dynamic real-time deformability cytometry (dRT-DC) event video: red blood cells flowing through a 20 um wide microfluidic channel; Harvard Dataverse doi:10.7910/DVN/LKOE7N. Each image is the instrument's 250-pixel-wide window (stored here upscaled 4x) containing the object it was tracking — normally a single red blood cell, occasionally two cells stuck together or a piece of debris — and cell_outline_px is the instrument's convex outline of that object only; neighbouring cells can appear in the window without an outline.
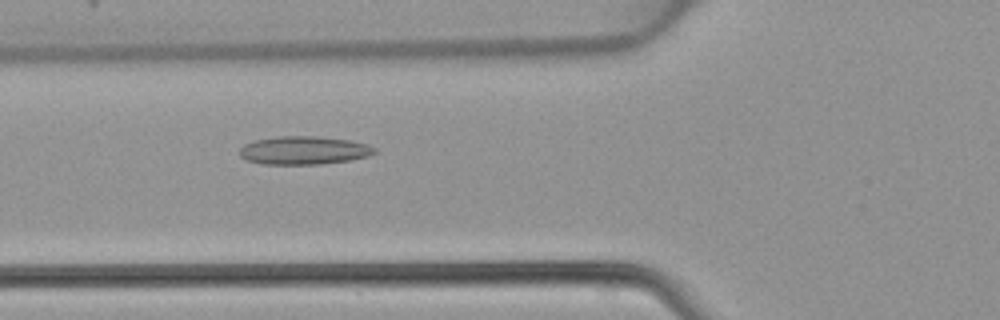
{"species": "common noctule bat (a hibernating species)", "species_latin": "Nyctalus noctula", "temperature_condition": "warm", "stored_images_in_passage": 46, "camera_frame_rate_fps": 3000, "um_per_image_px": 0.085, "animal": {"sex": "female", "body_mass_g": 22.7, "forearm_length_mm": 54.2}, "frame": {"image": 1, "passage_image": 17, "time_ms": 5.333, "image_size_px": [1000, 320], "cell_outline_px": [[376, 152], [368, 156], [352, 160], [320, 164], [260, 164], [248, 160], [240, 156], [240, 148], [244, 144], [256, 140], [276, 136], [316, 136], [348, 140], [368, 144], [376, 148]], "centroid_in_image_um": [25.84, 12.78], "position_along_channel_um": 100.0, "area_um2": 22.25}}
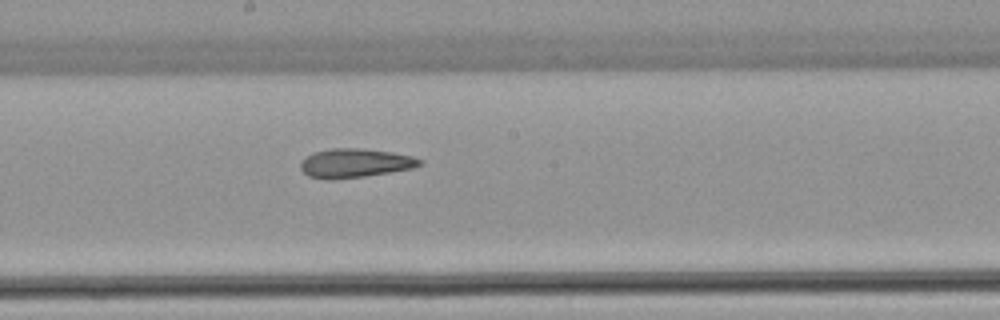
{"frame": {"image": 2, "passage_image": 25, "time_ms": 8.0, "image_size_px": [1000, 320], "cell_outline_px": [[424, 160], [420, 164], [412, 168], [364, 176], [336, 180], [324, 180], [308, 176], [300, 168], [300, 160], [312, 152], [332, 148], [360, 148], [392, 152], [412, 156]], "centroid_in_image_um": [30.11, 13.86], "position_along_channel_um": 218.1, "area_um2": 20.29}}
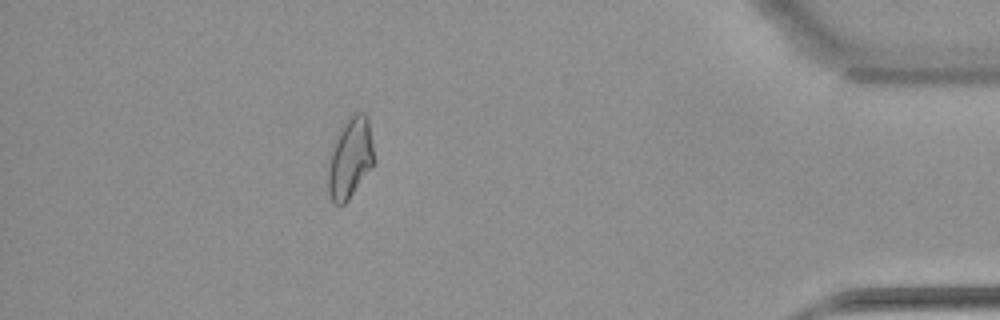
{"frame": {"image": 3, "passage_image": 41, "time_ms": 13.333, "image_size_px": [1000, 320], "cell_outline_px": [[376, 160], [348, 200], [344, 204], [336, 204], [332, 200], [328, 192], [328, 168], [332, 152], [340, 128], [356, 112], [364, 112], [368, 116]], "centroid_in_image_um": [29.8, 13.43], "position_along_channel_um": 405.4, "area_um2": 21.21}}